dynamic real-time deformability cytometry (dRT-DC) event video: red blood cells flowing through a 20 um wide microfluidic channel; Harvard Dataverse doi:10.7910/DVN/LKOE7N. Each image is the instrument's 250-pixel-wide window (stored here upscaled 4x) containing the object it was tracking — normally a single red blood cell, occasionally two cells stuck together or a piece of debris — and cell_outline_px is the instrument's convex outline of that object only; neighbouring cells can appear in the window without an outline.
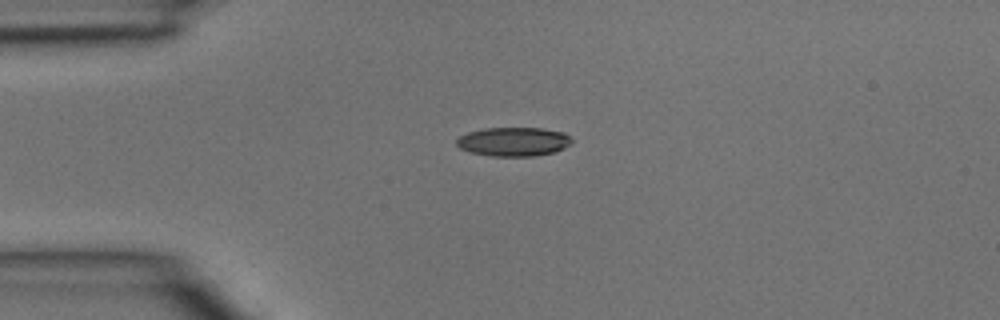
{"species": "common noctule bat (a hibernating species)", "species_latin": "Nyctalus noctula", "temperature_condition": "room temperature", "stored_images_in_passage": 1, "camera_frame_rate_fps": 3000, "um_per_image_px": 0.085, "animal": {"sex": "male", "body_mass_g": 15.6}, "frame": {"image": 1, "passage_image": 1, "time_ms": 0.0, "image_size_px": [1000, 320], "cell_outline_px": [[572, 144], [564, 148], [552, 152], [536, 156], [492, 156], [472, 152], [460, 148], [456, 144], [456, 140], [460, 136], [468, 132], [484, 128], [540, 128], [564, 132], [572, 140]], "centroid_in_image_um": [43.66, 12.04], "position_along_channel_um": 41.3, "area_um2": 19.36}}